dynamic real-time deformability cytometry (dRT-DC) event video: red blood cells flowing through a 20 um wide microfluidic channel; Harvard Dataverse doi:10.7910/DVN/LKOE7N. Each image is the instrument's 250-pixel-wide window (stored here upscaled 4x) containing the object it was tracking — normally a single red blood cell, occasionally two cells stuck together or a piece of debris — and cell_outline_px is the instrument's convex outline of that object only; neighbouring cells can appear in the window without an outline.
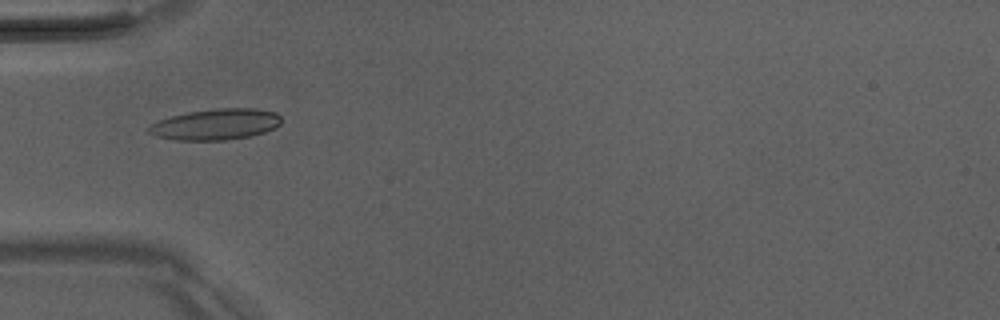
{"species": "Egyptian fruit bat (a non-hibernating species)", "species_latin": "Rousettus aegyptiacus", "temperature_condition": "room temperature", "stored_images_in_passage": 51, "camera_frame_rate_fps": 3000, "um_per_image_px": 0.085, "animal": {"sex": "male"}, "frame": {"image": 1, "passage_image": 17, "time_ms": 5.333, "image_size_px": [1000, 320], "cell_outline_px": [[280, 124], [264, 132], [252, 136], [224, 140], [176, 140], [156, 136], [148, 132], [148, 128], [152, 124], [160, 120], [172, 116], [188, 112], [216, 108], [252, 108], [276, 112], [280, 116]], "centroid_in_image_um": [18.35, 10.57], "position_along_channel_um": 66.7, "area_um2": 23.76}}
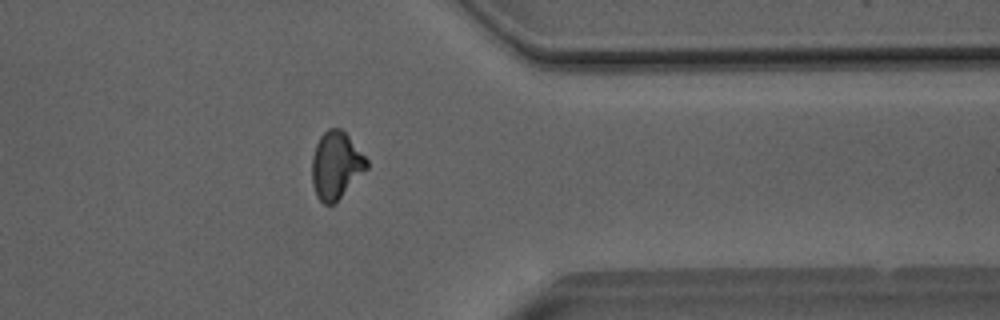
{"frame": {"image": 2, "passage_image": 41, "time_ms": 13.333, "image_size_px": [1000, 320], "cell_outline_px": [[368, 168], [332, 204], [324, 204], [316, 196], [312, 184], [312, 156], [316, 144], [320, 136], [328, 128], [340, 128], [348, 136], [368, 160]], "centroid_in_image_um": [28.54, 14.03], "position_along_channel_um": 382.9, "area_um2": 21.1}}
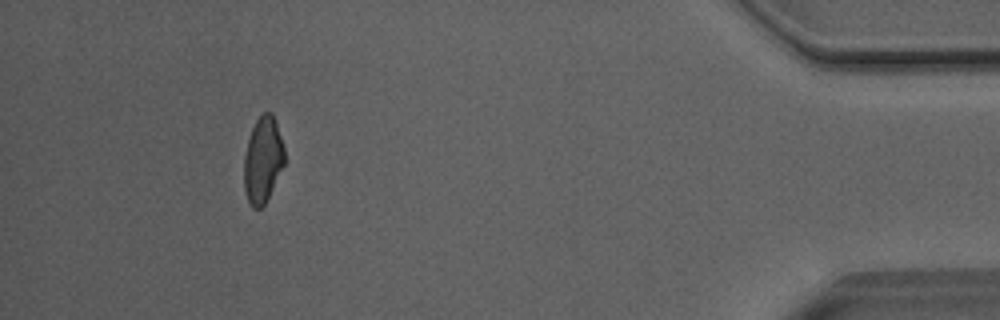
{"frame": {"image": 3, "passage_image": 47, "time_ms": 15.333, "image_size_px": [1000, 320], "cell_outline_px": [[284, 164], [264, 204], [260, 208], [252, 208], [244, 192], [244, 156], [248, 140], [252, 128], [256, 120], [264, 112], [272, 112], [284, 148]], "centroid_in_image_um": [22.32, 13.59], "position_along_channel_um": 412.9, "area_um2": 19.94}, "authors_computed_cell_mechanics": {"area_um2": 21.5594, "velocity_mm_per_s": 4.073, "shape_relaxation_time_tau1_ms": 5.5479, "shape_relaxation_time_tau2_ms": 2.48, "deformation_change_tau1": 0.155, "deformation_change_tau2": 0.0837}}